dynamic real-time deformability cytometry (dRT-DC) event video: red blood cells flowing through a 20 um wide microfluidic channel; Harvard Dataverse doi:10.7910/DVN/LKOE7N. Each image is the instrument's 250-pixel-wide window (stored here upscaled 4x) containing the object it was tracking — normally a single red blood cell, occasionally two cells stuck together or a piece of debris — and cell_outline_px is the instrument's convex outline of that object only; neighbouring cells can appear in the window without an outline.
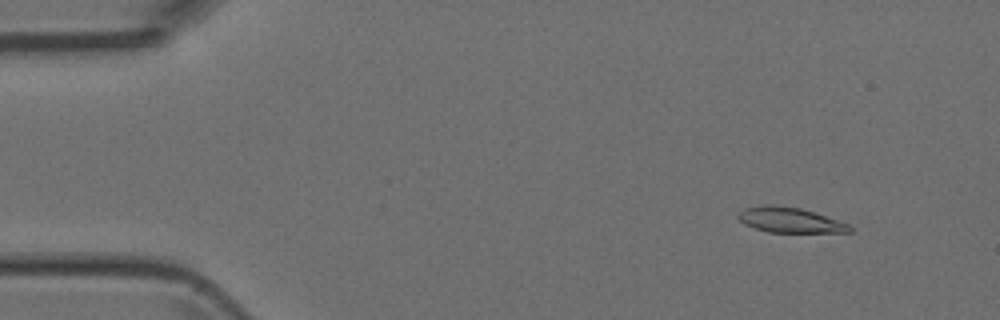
{"species": "Egyptian fruit bat (a non-hibernating species)", "species_latin": "Rousettus aegyptiacus", "temperature_condition": "room temperature", "stored_images_in_passage": 50, "camera_frame_rate_fps": 3000, "um_per_image_px": 0.085, "animal": {"sex": "female"}, "frame": {"image": 1, "passage_image": 4, "time_ms": 1.0, "image_size_px": [1000, 320], "cell_outline_px": [[852, 232], [768, 232], [744, 224], [736, 216], [744, 208], [764, 204], [772, 204], [800, 208], [848, 224], [852, 228]], "centroid_in_image_um": [67.09, 18.7], "position_along_channel_um": 17.9, "area_um2": 16.13}}
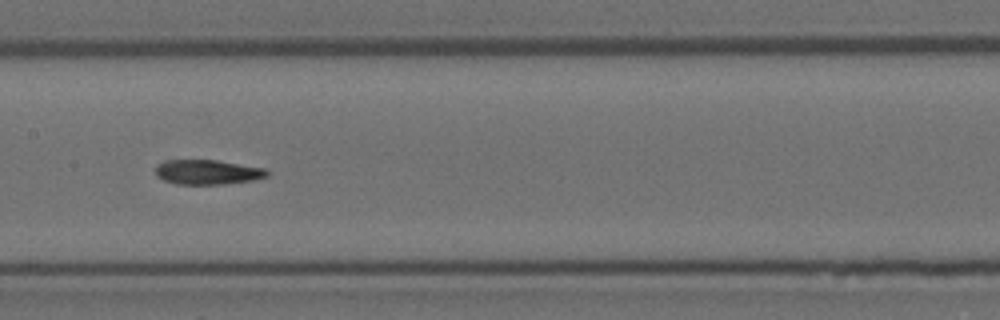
{"frame": {"image": 2, "passage_image": 24, "time_ms": 7.667, "image_size_px": [1000, 320], "cell_outline_px": [[272, 172], [268, 176], [252, 180], [224, 184], [176, 184], [164, 180], [156, 176], [156, 164], [164, 160], [216, 160], [264, 168]], "centroid_in_image_um": [17.63, 14.62], "position_along_channel_um": 189.8, "area_um2": 16.13}}
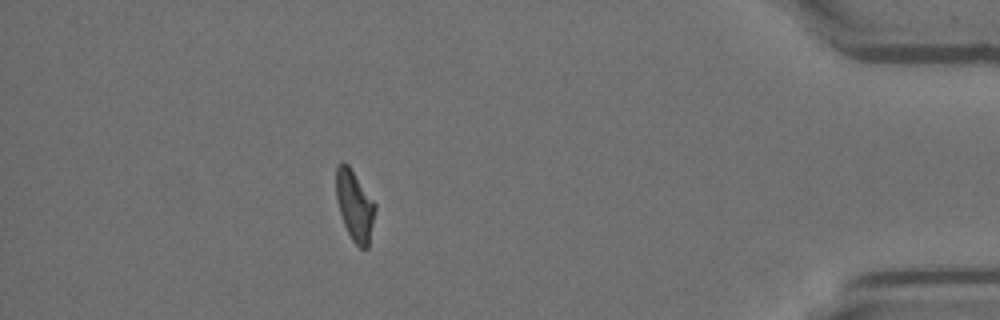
{"frame": {"image": 3, "passage_image": 44, "time_ms": 14.333, "image_size_px": [1000, 320], "cell_outline_px": [[376, 208], [368, 248], [360, 248], [352, 240], [344, 224], [336, 200], [336, 164], [340, 160], [344, 160], [348, 164], [376, 204]], "centroid_in_image_um": [30.13, 17.43], "position_along_channel_um": 405.1, "area_um2": 16.07}}